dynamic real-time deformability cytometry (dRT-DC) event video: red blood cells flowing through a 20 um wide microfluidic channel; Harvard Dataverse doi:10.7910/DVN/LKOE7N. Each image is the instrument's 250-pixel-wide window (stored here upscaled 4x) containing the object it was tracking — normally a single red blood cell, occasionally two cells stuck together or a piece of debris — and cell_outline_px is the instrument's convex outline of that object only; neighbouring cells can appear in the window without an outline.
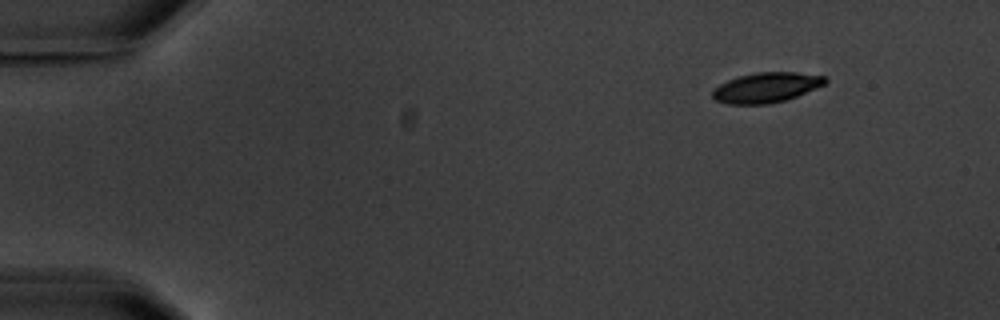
{"species": "common noctule bat (a hibernating species)", "species_latin": "Nyctalus noctula", "temperature_condition": "warm", "stored_images_in_passage": 4, "camera_frame_rate_fps": 3000, "um_per_image_px": 0.085, "animal": {"sex": "male", "body_mass_g": 20.1, "forearm_length_mm": 53.5}, "frame": {"image": 1, "passage_image": 1, "time_ms": 0.0, "image_size_px": [1000, 320], "cell_outline_px": [[828, 80], [824, 84], [816, 88], [796, 96], [784, 100], [768, 104], [728, 104], [716, 100], [712, 96], [712, 88], [728, 80], [740, 76], [756, 72], [796, 72], [824, 76]], "centroid_in_image_um": [65.11, 7.43], "position_along_channel_um": 19.9, "area_um2": 19.59}}
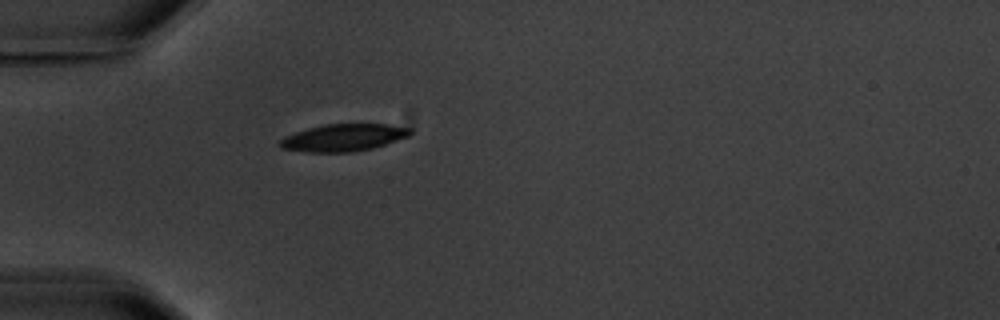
{"frame": {"image": 2, "passage_image": 4, "time_ms": 3.667, "image_size_px": [1000, 320], "cell_outline_px": [[412, 132], [408, 136], [372, 148], [352, 152], [308, 152], [280, 148], [276, 144], [284, 136], [308, 128], [324, 124], [388, 124], [412, 128]], "centroid_in_image_um": [29.15, 11.69], "position_along_channel_um": 55.8, "area_um2": 20.63}}